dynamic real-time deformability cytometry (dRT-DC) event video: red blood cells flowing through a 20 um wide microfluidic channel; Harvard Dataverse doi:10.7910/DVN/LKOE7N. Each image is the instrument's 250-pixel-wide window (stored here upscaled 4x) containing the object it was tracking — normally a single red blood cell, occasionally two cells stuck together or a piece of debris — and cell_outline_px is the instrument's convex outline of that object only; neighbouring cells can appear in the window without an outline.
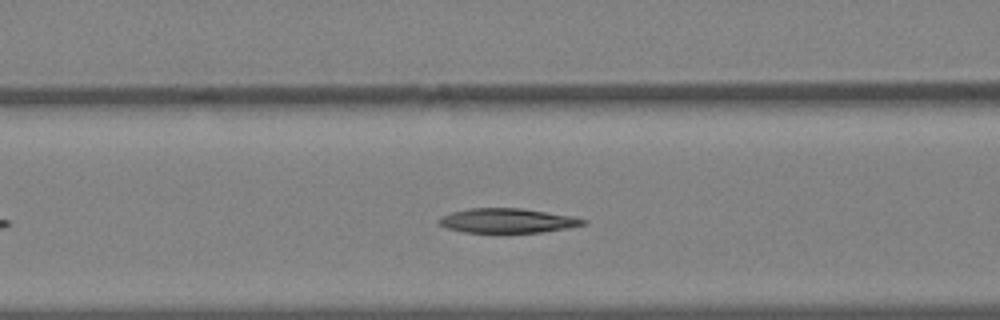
{"species": "Egyptian fruit bat (a non-hibernating species)", "species_latin": "Rousettus aegyptiacus", "temperature_condition": "warm", "stored_images_in_passage": 27, "camera_frame_rate_fps": 3000, "um_per_image_px": 0.085, "animal": {"sex": "female"}, "frame": {"image": 1, "passage_image": 8, "time_ms": 2.333, "image_size_px": [1000, 320], "cell_outline_px": [[588, 220], [584, 224], [568, 228], [540, 232], [464, 232], [448, 228], [440, 224], [436, 220], [440, 216], [452, 212], [468, 208], [520, 208], [576, 216]], "centroid_in_image_um": [43.14, 18.74], "position_along_channel_um": 123.5, "area_um2": 20.58}}
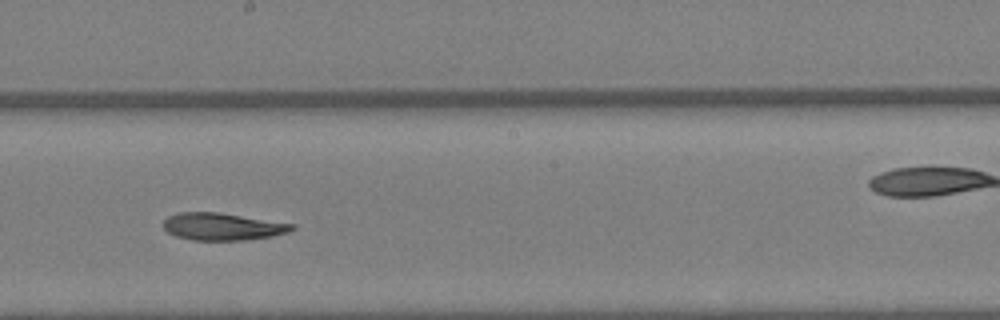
{"frame": {"image": 2, "passage_image": 14, "time_ms": 4.333, "image_size_px": [1000, 320], "cell_outline_px": [[296, 228], [288, 232], [272, 236], [244, 240], [192, 240], [176, 236], [168, 232], [164, 228], [164, 220], [168, 216], [180, 212], [220, 212], [296, 224]], "centroid_in_image_um": [18.94, 19.25], "position_along_channel_um": 229.3, "area_um2": 20.52}}
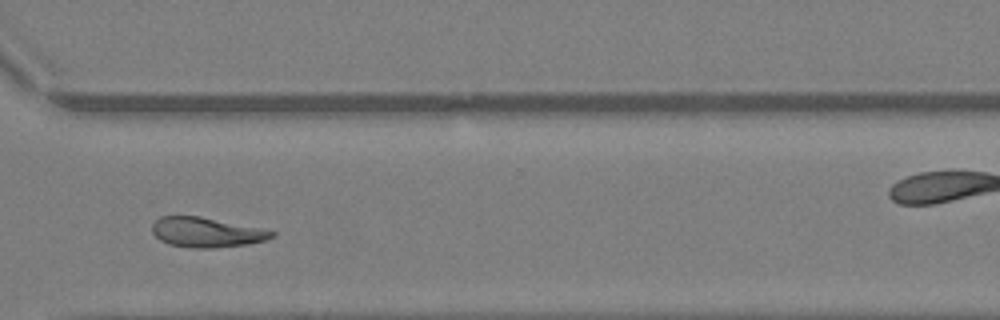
{"frame": {"image": 3, "passage_image": 21, "time_ms": 6.667, "image_size_px": [1000, 320], "cell_outline_px": [[276, 236], [264, 240], [248, 244], [212, 248], [192, 248], [168, 244], [160, 240], [152, 232], [152, 224], [160, 216], [200, 216], [276, 232]], "centroid_in_image_um": [17.5, 19.75], "position_along_channel_um": 353.1, "area_um2": 20.58}}